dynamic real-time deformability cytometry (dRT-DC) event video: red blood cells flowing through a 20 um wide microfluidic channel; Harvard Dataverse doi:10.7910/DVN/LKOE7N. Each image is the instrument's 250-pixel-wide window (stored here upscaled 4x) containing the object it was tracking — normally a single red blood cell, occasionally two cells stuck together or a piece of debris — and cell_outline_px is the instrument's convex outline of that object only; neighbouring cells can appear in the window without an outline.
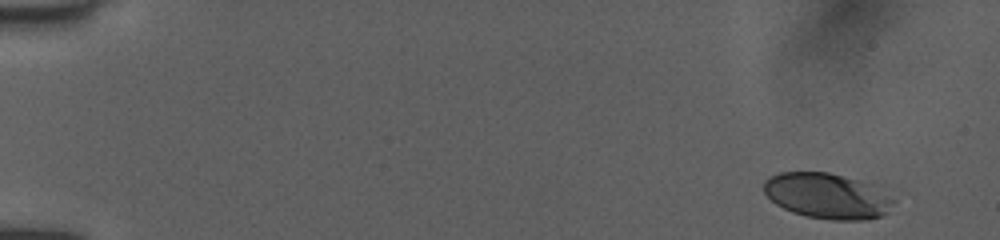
{"species": "human", "species_latin": "Homo sapiens", "temperature_condition": "room temperature", "stored_images_in_passage": 50, "camera_frame_rate_fps": 3000, "um_per_image_px": 0.085, "donor": {"sex": "female"}, "frame": {"image": 1, "passage_image": 1, "time_ms": 0.0, "image_size_px": [1000, 240], "cell_outline_px": [[896, 200], [888, 212], [880, 216], [868, 220], [832, 220], [808, 216], [792, 212], [776, 204], [764, 192], [764, 180], [780, 172], [828, 172], [872, 184]], "centroid_in_image_um": [70.33, 16.66], "position_along_channel_um": 14.7, "area_um2": 34.28}}
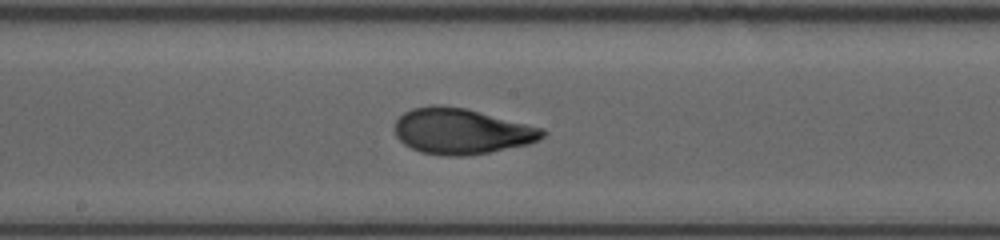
{"frame": {"image": 2, "passage_image": 27, "time_ms": 8.667, "image_size_px": [1000, 240], "cell_outline_px": [[548, 132], [544, 136], [528, 144], [488, 152], [464, 156], [444, 156], [420, 152], [404, 144], [396, 136], [392, 128], [396, 120], [404, 112], [412, 108], [432, 104], [464, 108], [544, 128]], "centroid_in_image_um": [39.18, 11.15], "position_along_channel_um": 209.0, "area_um2": 39.36}}
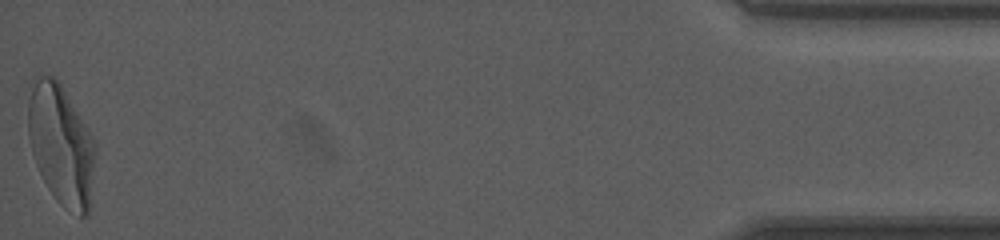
{"frame": {"image": 3, "passage_image": 50, "time_ms": 16.333, "image_size_px": [1000, 240], "cell_outline_px": [[96, 152], [88, 216], [80, 216], [64, 208], [56, 200], [48, 188], [36, 164], [32, 152], [28, 136], [28, 100], [36, 76], [40, 72], [52, 76], [60, 84], [88, 128], [96, 144]], "centroid_in_image_um": [5.2, 12.31], "position_along_channel_um": 430.0, "area_um2": 47.05}, "authors_computed_cell_mechanics": {"area_um2": 38.3503, "velocity_mm_per_s": 3.9868, "shape_relaxation_time_tau1_ms": 4.3088, "shape_relaxation_time_tau2_ms": 0.6913, "deformation_change_tau1": 0.2039, "deformation_change_tau2": 0.0615}}